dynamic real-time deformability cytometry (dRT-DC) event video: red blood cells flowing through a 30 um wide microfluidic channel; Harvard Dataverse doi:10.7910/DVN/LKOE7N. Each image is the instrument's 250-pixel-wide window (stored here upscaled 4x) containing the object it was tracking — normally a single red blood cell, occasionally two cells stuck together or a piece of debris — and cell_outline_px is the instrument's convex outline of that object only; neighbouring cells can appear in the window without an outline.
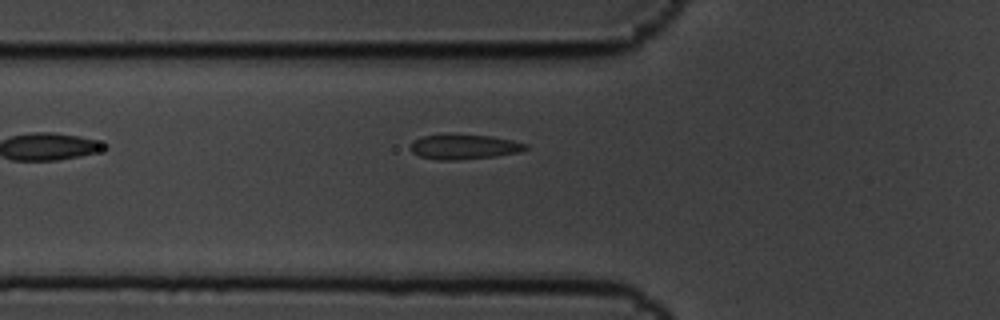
{"species": "common noctule bat (a hibernating species)", "species_latin": "Nyctalus noctula", "temperature_condition": "cold", "stored_images_in_passage": 6, "camera_frame_rate_fps": 3000, "um_per_image_px": 0.085, "animal": {"sex": "male", "body_mass_g": 19.5, "forearm_length_mm": 54.6}, "frame": {"image": 1, "passage_image": 6, "time_ms": 1.667, "image_size_px": [1000, 320], "cell_outline_px": [[528, 148], [520, 152], [496, 156], [456, 160], [440, 160], [420, 156], [412, 152], [412, 144], [416, 140], [424, 136], [492, 136], [512, 140], [528, 144]], "centroid_in_image_um": [39.54, 12.51], "position_along_channel_um": 86.3, "area_um2": 16.01}}